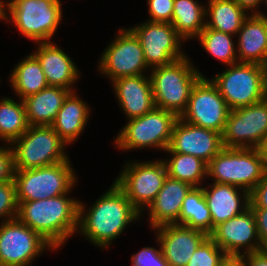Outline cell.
I'll return each instance as SVG.
<instances>
[{"label": "cell", "instance_id": "obj_1", "mask_svg": "<svg viewBox=\"0 0 267 266\" xmlns=\"http://www.w3.org/2000/svg\"><path fill=\"white\" fill-rule=\"evenodd\" d=\"M65 196L18 202L16 218L57 248L78 227L79 202Z\"/></svg>", "mask_w": 267, "mask_h": 266}, {"label": "cell", "instance_id": "obj_2", "mask_svg": "<svg viewBox=\"0 0 267 266\" xmlns=\"http://www.w3.org/2000/svg\"><path fill=\"white\" fill-rule=\"evenodd\" d=\"M96 202L84 219L83 206L79 203L78 224L94 244L106 247L140 212L115 183Z\"/></svg>", "mask_w": 267, "mask_h": 266}, {"label": "cell", "instance_id": "obj_3", "mask_svg": "<svg viewBox=\"0 0 267 266\" xmlns=\"http://www.w3.org/2000/svg\"><path fill=\"white\" fill-rule=\"evenodd\" d=\"M154 69L150 78L155 107L180 117L186 109L192 87L202 76L201 73L193 69L186 57Z\"/></svg>", "mask_w": 267, "mask_h": 266}, {"label": "cell", "instance_id": "obj_4", "mask_svg": "<svg viewBox=\"0 0 267 266\" xmlns=\"http://www.w3.org/2000/svg\"><path fill=\"white\" fill-rule=\"evenodd\" d=\"M266 170L257 148H223L207 166L215 182L234 185L249 193L262 180Z\"/></svg>", "mask_w": 267, "mask_h": 266}, {"label": "cell", "instance_id": "obj_5", "mask_svg": "<svg viewBox=\"0 0 267 266\" xmlns=\"http://www.w3.org/2000/svg\"><path fill=\"white\" fill-rule=\"evenodd\" d=\"M212 82L230 110L246 107L267 96V67L256 63L233 64Z\"/></svg>", "mask_w": 267, "mask_h": 266}, {"label": "cell", "instance_id": "obj_6", "mask_svg": "<svg viewBox=\"0 0 267 266\" xmlns=\"http://www.w3.org/2000/svg\"><path fill=\"white\" fill-rule=\"evenodd\" d=\"M13 152L14 170H28L67 161L62 148L66 142L51 126H29Z\"/></svg>", "mask_w": 267, "mask_h": 266}, {"label": "cell", "instance_id": "obj_7", "mask_svg": "<svg viewBox=\"0 0 267 266\" xmlns=\"http://www.w3.org/2000/svg\"><path fill=\"white\" fill-rule=\"evenodd\" d=\"M67 161L28 170H15L18 202L54 198L68 193L75 182Z\"/></svg>", "mask_w": 267, "mask_h": 266}, {"label": "cell", "instance_id": "obj_8", "mask_svg": "<svg viewBox=\"0 0 267 266\" xmlns=\"http://www.w3.org/2000/svg\"><path fill=\"white\" fill-rule=\"evenodd\" d=\"M178 118L173 112L155 107L141 117L130 119L115 143L127 150L150 145L166 150Z\"/></svg>", "mask_w": 267, "mask_h": 266}, {"label": "cell", "instance_id": "obj_9", "mask_svg": "<svg viewBox=\"0 0 267 266\" xmlns=\"http://www.w3.org/2000/svg\"><path fill=\"white\" fill-rule=\"evenodd\" d=\"M229 112L217 86L201 76L192 87L186 109L179 118L222 134Z\"/></svg>", "mask_w": 267, "mask_h": 266}, {"label": "cell", "instance_id": "obj_10", "mask_svg": "<svg viewBox=\"0 0 267 266\" xmlns=\"http://www.w3.org/2000/svg\"><path fill=\"white\" fill-rule=\"evenodd\" d=\"M7 7L21 33L37 42L52 37L62 16L59 0H12Z\"/></svg>", "mask_w": 267, "mask_h": 266}, {"label": "cell", "instance_id": "obj_11", "mask_svg": "<svg viewBox=\"0 0 267 266\" xmlns=\"http://www.w3.org/2000/svg\"><path fill=\"white\" fill-rule=\"evenodd\" d=\"M267 134V96L254 104L230 110L222 133L225 148H257ZM248 143L252 144L247 145Z\"/></svg>", "mask_w": 267, "mask_h": 266}, {"label": "cell", "instance_id": "obj_12", "mask_svg": "<svg viewBox=\"0 0 267 266\" xmlns=\"http://www.w3.org/2000/svg\"><path fill=\"white\" fill-rule=\"evenodd\" d=\"M46 246L52 247L17 218L0 226V266H27Z\"/></svg>", "mask_w": 267, "mask_h": 266}, {"label": "cell", "instance_id": "obj_13", "mask_svg": "<svg viewBox=\"0 0 267 266\" xmlns=\"http://www.w3.org/2000/svg\"><path fill=\"white\" fill-rule=\"evenodd\" d=\"M167 176V168L163 161L135 163L126 167L115 180V184L140 212L141 205L147 204L149 207L154 201Z\"/></svg>", "mask_w": 267, "mask_h": 266}, {"label": "cell", "instance_id": "obj_14", "mask_svg": "<svg viewBox=\"0 0 267 266\" xmlns=\"http://www.w3.org/2000/svg\"><path fill=\"white\" fill-rule=\"evenodd\" d=\"M243 213L219 223L209 237L227 256H240L238 248L247 245V254L259 252L264 248L259 244H249L253 237L259 240L256 219L250 206V193L245 191ZM255 235V236H254ZM258 245V246H257Z\"/></svg>", "mask_w": 267, "mask_h": 266}, {"label": "cell", "instance_id": "obj_15", "mask_svg": "<svg viewBox=\"0 0 267 266\" xmlns=\"http://www.w3.org/2000/svg\"><path fill=\"white\" fill-rule=\"evenodd\" d=\"M130 30L140 41L147 67L169 65L185 57L179 52L182 38L171 23L149 21Z\"/></svg>", "mask_w": 267, "mask_h": 266}, {"label": "cell", "instance_id": "obj_16", "mask_svg": "<svg viewBox=\"0 0 267 266\" xmlns=\"http://www.w3.org/2000/svg\"><path fill=\"white\" fill-rule=\"evenodd\" d=\"M120 32L102 55L100 64L101 72L109 75L113 81L142 75V70L147 66L142 46L135 34L130 29Z\"/></svg>", "mask_w": 267, "mask_h": 266}, {"label": "cell", "instance_id": "obj_17", "mask_svg": "<svg viewBox=\"0 0 267 266\" xmlns=\"http://www.w3.org/2000/svg\"><path fill=\"white\" fill-rule=\"evenodd\" d=\"M223 148L221 133L178 118L166 151L193 155L208 164Z\"/></svg>", "mask_w": 267, "mask_h": 266}, {"label": "cell", "instance_id": "obj_18", "mask_svg": "<svg viewBox=\"0 0 267 266\" xmlns=\"http://www.w3.org/2000/svg\"><path fill=\"white\" fill-rule=\"evenodd\" d=\"M165 260L170 266H186L191 256L208 235L182 224L157 227Z\"/></svg>", "mask_w": 267, "mask_h": 266}, {"label": "cell", "instance_id": "obj_19", "mask_svg": "<svg viewBox=\"0 0 267 266\" xmlns=\"http://www.w3.org/2000/svg\"><path fill=\"white\" fill-rule=\"evenodd\" d=\"M117 98L128 118L141 117L155 108L151 78L144 75L122 77L113 81Z\"/></svg>", "mask_w": 267, "mask_h": 266}, {"label": "cell", "instance_id": "obj_20", "mask_svg": "<svg viewBox=\"0 0 267 266\" xmlns=\"http://www.w3.org/2000/svg\"><path fill=\"white\" fill-rule=\"evenodd\" d=\"M193 187L167 176L154 201L149 205L153 228L177 223L184 198Z\"/></svg>", "mask_w": 267, "mask_h": 266}, {"label": "cell", "instance_id": "obj_21", "mask_svg": "<svg viewBox=\"0 0 267 266\" xmlns=\"http://www.w3.org/2000/svg\"><path fill=\"white\" fill-rule=\"evenodd\" d=\"M238 32L240 60L267 67V17L254 13L244 20Z\"/></svg>", "mask_w": 267, "mask_h": 266}, {"label": "cell", "instance_id": "obj_22", "mask_svg": "<svg viewBox=\"0 0 267 266\" xmlns=\"http://www.w3.org/2000/svg\"><path fill=\"white\" fill-rule=\"evenodd\" d=\"M71 89L48 86L23 100L26 117L30 126H50L58 115Z\"/></svg>", "mask_w": 267, "mask_h": 266}, {"label": "cell", "instance_id": "obj_23", "mask_svg": "<svg viewBox=\"0 0 267 266\" xmlns=\"http://www.w3.org/2000/svg\"><path fill=\"white\" fill-rule=\"evenodd\" d=\"M37 53L38 59L49 86H60L70 89L78 71L71 59L58 47L50 42L42 41Z\"/></svg>", "mask_w": 267, "mask_h": 266}, {"label": "cell", "instance_id": "obj_24", "mask_svg": "<svg viewBox=\"0 0 267 266\" xmlns=\"http://www.w3.org/2000/svg\"><path fill=\"white\" fill-rule=\"evenodd\" d=\"M209 191L203 188L204 198L212 219V231L215 226L244 211H240V199L234 185L215 182Z\"/></svg>", "mask_w": 267, "mask_h": 266}, {"label": "cell", "instance_id": "obj_25", "mask_svg": "<svg viewBox=\"0 0 267 266\" xmlns=\"http://www.w3.org/2000/svg\"><path fill=\"white\" fill-rule=\"evenodd\" d=\"M88 113L87 105L71 92L50 126L66 143H69L83 130Z\"/></svg>", "mask_w": 267, "mask_h": 266}, {"label": "cell", "instance_id": "obj_26", "mask_svg": "<svg viewBox=\"0 0 267 266\" xmlns=\"http://www.w3.org/2000/svg\"><path fill=\"white\" fill-rule=\"evenodd\" d=\"M204 15H208L206 9L194 0H174L171 25L181 38L199 36L206 27Z\"/></svg>", "mask_w": 267, "mask_h": 266}, {"label": "cell", "instance_id": "obj_27", "mask_svg": "<svg viewBox=\"0 0 267 266\" xmlns=\"http://www.w3.org/2000/svg\"><path fill=\"white\" fill-rule=\"evenodd\" d=\"M11 83L16 93L23 99L49 86L41 65L34 55L28 56L16 66L11 75Z\"/></svg>", "mask_w": 267, "mask_h": 266}, {"label": "cell", "instance_id": "obj_28", "mask_svg": "<svg viewBox=\"0 0 267 266\" xmlns=\"http://www.w3.org/2000/svg\"><path fill=\"white\" fill-rule=\"evenodd\" d=\"M179 221L182 225L200 230L208 236L212 233V219L203 188L193 187L184 198Z\"/></svg>", "mask_w": 267, "mask_h": 266}, {"label": "cell", "instance_id": "obj_29", "mask_svg": "<svg viewBox=\"0 0 267 266\" xmlns=\"http://www.w3.org/2000/svg\"><path fill=\"white\" fill-rule=\"evenodd\" d=\"M209 9L211 21L206 28L227 34H237L247 16L234 0H210Z\"/></svg>", "mask_w": 267, "mask_h": 266}, {"label": "cell", "instance_id": "obj_30", "mask_svg": "<svg viewBox=\"0 0 267 266\" xmlns=\"http://www.w3.org/2000/svg\"><path fill=\"white\" fill-rule=\"evenodd\" d=\"M23 100L6 98L0 102V138L8 142L20 138L29 128Z\"/></svg>", "mask_w": 267, "mask_h": 266}, {"label": "cell", "instance_id": "obj_31", "mask_svg": "<svg viewBox=\"0 0 267 266\" xmlns=\"http://www.w3.org/2000/svg\"><path fill=\"white\" fill-rule=\"evenodd\" d=\"M173 158L164 162L167 168L168 177L198 187L199 180L207 174L208 164L202 159L189 154L170 152Z\"/></svg>", "mask_w": 267, "mask_h": 266}, {"label": "cell", "instance_id": "obj_32", "mask_svg": "<svg viewBox=\"0 0 267 266\" xmlns=\"http://www.w3.org/2000/svg\"><path fill=\"white\" fill-rule=\"evenodd\" d=\"M198 37L202 46L214 57L229 65L235 63L236 54L230 34L205 27Z\"/></svg>", "mask_w": 267, "mask_h": 266}, {"label": "cell", "instance_id": "obj_33", "mask_svg": "<svg viewBox=\"0 0 267 266\" xmlns=\"http://www.w3.org/2000/svg\"><path fill=\"white\" fill-rule=\"evenodd\" d=\"M218 251L222 252V255ZM226 256L224 251L208 236L195 250L186 266H220Z\"/></svg>", "mask_w": 267, "mask_h": 266}, {"label": "cell", "instance_id": "obj_34", "mask_svg": "<svg viewBox=\"0 0 267 266\" xmlns=\"http://www.w3.org/2000/svg\"><path fill=\"white\" fill-rule=\"evenodd\" d=\"M18 205L14 180L0 183V217L9 215V220L15 219L18 213ZM12 215L13 217L10 218Z\"/></svg>", "mask_w": 267, "mask_h": 266}, {"label": "cell", "instance_id": "obj_35", "mask_svg": "<svg viewBox=\"0 0 267 266\" xmlns=\"http://www.w3.org/2000/svg\"><path fill=\"white\" fill-rule=\"evenodd\" d=\"M132 266H170L165 260L162 249L160 251L155 248L146 247L136 255L132 256Z\"/></svg>", "mask_w": 267, "mask_h": 266}, {"label": "cell", "instance_id": "obj_36", "mask_svg": "<svg viewBox=\"0 0 267 266\" xmlns=\"http://www.w3.org/2000/svg\"><path fill=\"white\" fill-rule=\"evenodd\" d=\"M150 22L171 23L174 0H148Z\"/></svg>", "mask_w": 267, "mask_h": 266}, {"label": "cell", "instance_id": "obj_37", "mask_svg": "<svg viewBox=\"0 0 267 266\" xmlns=\"http://www.w3.org/2000/svg\"><path fill=\"white\" fill-rule=\"evenodd\" d=\"M251 209H267V172L250 192Z\"/></svg>", "mask_w": 267, "mask_h": 266}, {"label": "cell", "instance_id": "obj_38", "mask_svg": "<svg viewBox=\"0 0 267 266\" xmlns=\"http://www.w3.org/2000/svg\"><path fill=\"white\" fill-rule=\"evenodd\" d=\"M14 172L12 150L0 147V183L12 181L14 178Z\"/></svg>", "mask_w": 267, "mask_h": 266}, {"label": "cell", "instance_id": "obj_39", "mask_svg": "<svg viewBox=\"0 0 267 266\" xmlns=\"http://www.w3.org/2000/svg\"><path fill=\"white\" fill-rule=\"evenodd\" d=\"M257 225L260 245L267 249V209H252Z\"/></svg>", "mask_w": 267, "mask_h": 266}, {"label": "cell", "instance_id": "obj_40", "mask_svg": "<svg viewBox=\"0 0 267 266\" xmlns=\"http://www.w3.org/2000/svg\"><path fill=\"white\" fill-rule=\"evenodd\" d=\"M246 255L248 266H267V249Z\"/></svg>", "mask_w": 267, "mask_h": 266}, {"label": "cell", "instance_id": "obj_41", "mask_svg": "<svg viewBox=\"0 0 267 266\" xmlns=\"http://www.w3.org/2000/svg\"><path fill=\"white\" fill-rule=\"evenodd\" d=\"M245 256L244 254L240 256H226L220 266H247L244 262Z\"/></svg>", "mask_w": 267, "mask_h": 266}, {"label": "cell", "instance_id": "obj_42", "mask_svg": "<svg viewBox=\"0 0 267 266\" xmlns=\"http://www.w3.org/2000/svg\"><path fill=\"white\" fill-rule=\"evenodd\" d=\"M257 149L259 150L260 155L262 156V160H263V164H264V168L267 172V134L266 136L263 138L262 142L260 143V145L257 147Z\"/></svg>", "mask_w": 267, "mask_h": 266}, {"label": "cell", "instance_id": "obj_43", "mask_svg": "<svg viewBox=\"0 0 267 266\" xmlns=\"http://www.w3.org/2000/svg\"><path fill=\"white\" fill-rule=\"evenodd\" d=\"M242 9H253L256 7L262 0H234Z\"/></svg>", "mask_w": 267, "mask_h": 266}, {"label": "cell", "instance_id": "obj_44", "mask_svg": "<svg viewBox=\"0 0 267 266\" xmlns=\"http://www.w3.org/2000/svg\"><path fill=\"white\" fill-rule=\"evenodd\" d=\"M4 4L2 3V1L0 0V18H3V19H6V15H5V12H4Z\"/></svg>", "mask_w": 267, "mask_h": 266}]
</instances>
